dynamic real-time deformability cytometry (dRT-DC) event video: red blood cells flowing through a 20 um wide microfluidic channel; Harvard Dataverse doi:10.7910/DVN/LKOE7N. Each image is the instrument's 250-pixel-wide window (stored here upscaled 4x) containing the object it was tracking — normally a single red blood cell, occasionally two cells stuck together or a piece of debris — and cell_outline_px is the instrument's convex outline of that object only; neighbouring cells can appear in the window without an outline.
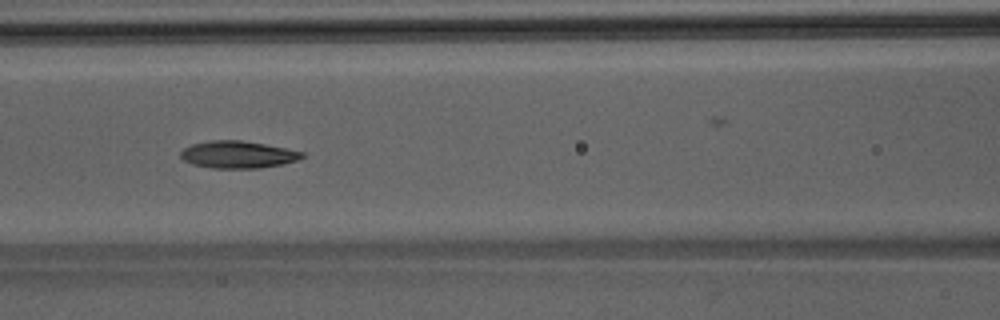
{"species": "Egyptian fruit bat (a non-hibernating species)", "species_latin": "Rousettus aegyptiacus", "temperature_condition": "room temperature", "stored_images_in_passage": 36, "camera_frame_rate_fps": 3000, "um_per_image_px": 0.085, "animal": {"sex": "male"}, "frame": {"image": 1, "passage_image": 8, "time_ms": 2.333, "image_size_px": [1000, 320], "cell_outline_px": [[304, 156], [296, 160], [284, 164], [260, 168], [212, 168], [192, 164], [184, 160], [180, 156], [180, 152], [184, 148], [192, 144], [208, 140], [240, 140], [264, 144], [304, 152]], "centroid_in_image_um": [20.19, 13.14], "position_along_channel_um": 146.4, "area_um2": 19.19}}
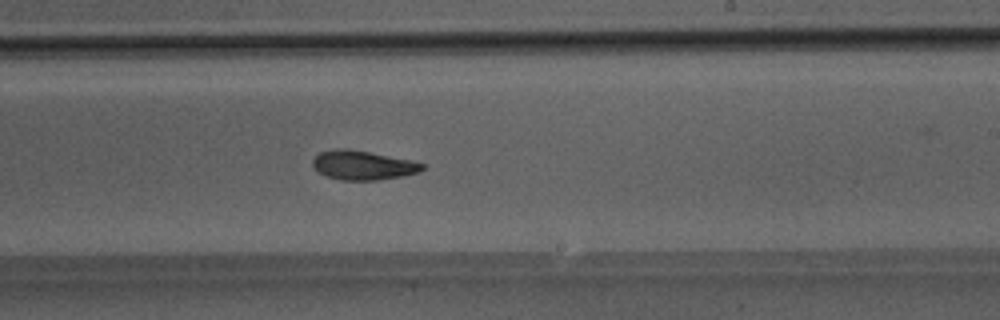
{"frame": {"image": 2, "passage_image": 16, "time_ms": 5.0, "image_size_px": [1000, 320], "cell_outline_px": [[424, 168], [420, 172], [404, 176], [376, 180], [340, 180], [328, 176], [320, 172], [312, 164], [312, 160], [320, 152], [336, 148], [348, 148], [408, 160], [424, 164]], "centroid_in_image_um": [30.84, 14.04], "position_along_channel_um": 258.2, "area_um2": 18.38}}
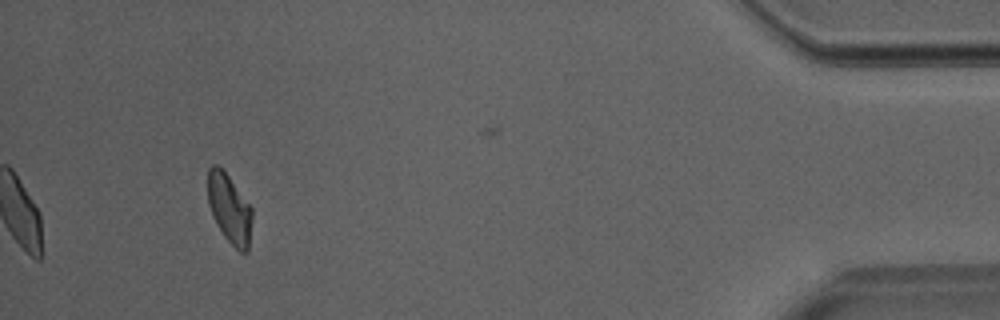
{"frame": {"image": 3, "passage_image": 32, "time_ms": 10.333, "image_size_px": [1000, 320], "cell_outline_px": [[252, 216], [248, 252], [240, 252], [224, 236], [212, 216], [208, 204], [208, 168], [212, 164], [216, 164], [228, 176], [252, 208]], "centroid_in_image_um": [19.49, 17.74], "position_along_channel_um": 415.7, "area_um2": 17.63}}